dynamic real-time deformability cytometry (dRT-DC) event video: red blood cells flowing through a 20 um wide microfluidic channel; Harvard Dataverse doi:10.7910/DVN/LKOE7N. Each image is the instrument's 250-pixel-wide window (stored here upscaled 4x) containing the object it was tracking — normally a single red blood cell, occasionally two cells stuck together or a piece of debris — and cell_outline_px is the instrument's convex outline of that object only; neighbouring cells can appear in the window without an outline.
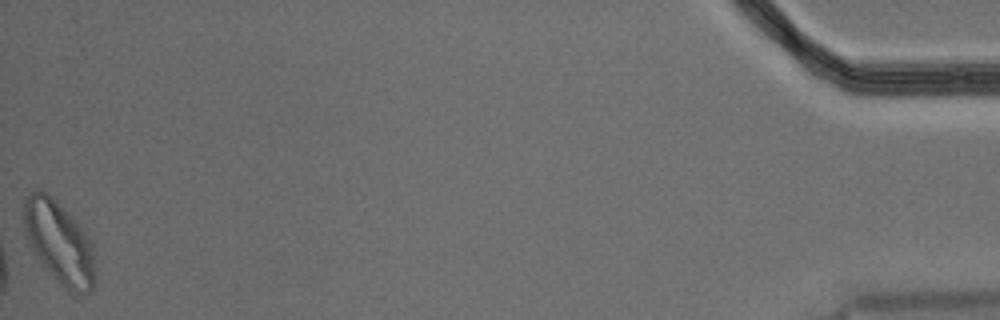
{"species": "Egyptian fruit bat (a non-hibernating species)", "species_latin": "Rousettus aegyptiacus", "temperature_condition": "warm", "stored_images_in_passage": 41, "segment_of_instrument_passage": [2, 2], "camera_frame_rate_fps": 3000, "um_per_image_px": 0.085, "animal": {"sex": "male"}, "frame": {"image": 1, "passage_image": 41, "time_ms": 13.333, "image_size_px": [1000, 320], "cell_outline_px": [[96, 280], [92, 292], [72, 292], [36, 256], [28, 244], [20, 216], [20, 212], [24, 196], [28, 192], [36, 188], [40, 188], [52, 196], [68, 212], [88, 236], [92, 248], [96, 268]], "centroid_in_image_um": [4.97, 20.48], "position_along_channel_um": 430.2, "area_um2": 34.51}}